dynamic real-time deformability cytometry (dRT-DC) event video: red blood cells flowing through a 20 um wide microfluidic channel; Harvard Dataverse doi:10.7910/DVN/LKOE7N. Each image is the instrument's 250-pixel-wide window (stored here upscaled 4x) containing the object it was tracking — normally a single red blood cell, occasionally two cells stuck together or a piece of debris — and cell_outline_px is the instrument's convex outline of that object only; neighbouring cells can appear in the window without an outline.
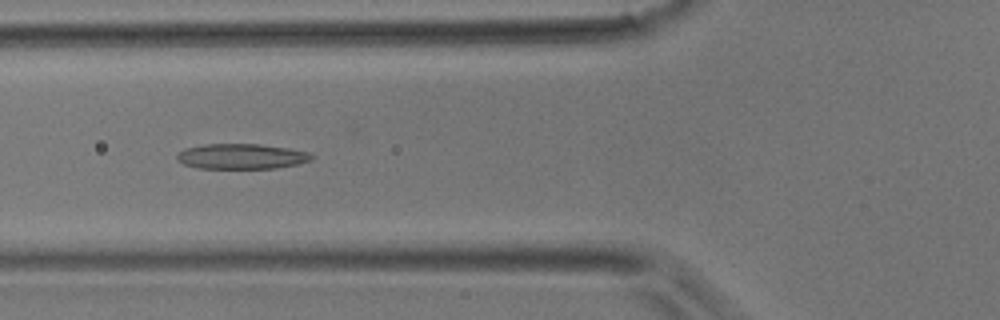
{"species": "common noctule bat (a hibernating species)", "species_latin": "Nyctalus noctula", "temperature_condition": "room temperature", "stored_images_in_passage": 5, "camera_frame_rate_fps": 3000, "um_per_image_px": 0.085, "animal": {"sex": "male", "body_mass_g": 17.9}, "frame": {"image": 1, "passage_image": 4, "time_ms": 1.0, "image_size_px": [1000, 320], "cell_outline_px": [[316, 156], [312, 160], [296, 164], [276, 168], [196, 168], [184, 164], [176, 160], [176, 156], [184, 148], [204, 144], [260, 144], [288, 148], [308, 152]], "centroid_in_image_um": [20.52, 13.29], "position_along_channel_um": 105.3, "area_um2": 19.88}}
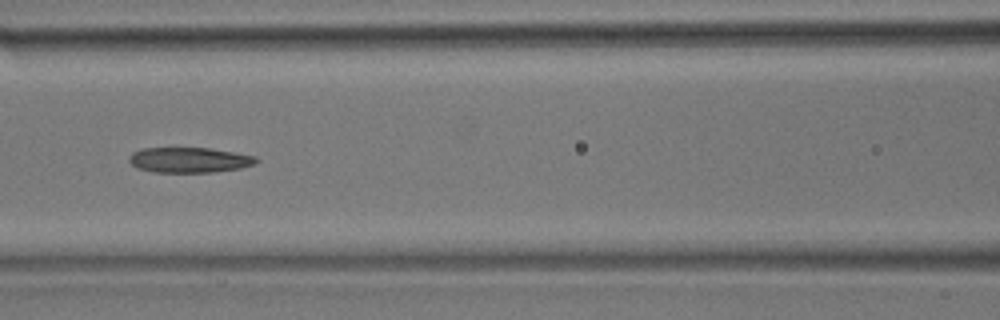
{"frame": {"image": 2, "passage_image": 5, "time_ms": 1.333, "image_size_px": [1000, 320], "cell_outline_px": [[260, 160], [256, 164], [240, 168], [212, 172], [152, 172], [136, 168], [128, 160], [128, 156], [132, 152], [140, 148], [208, 148], [236, 152], [256, 156]], "centroid_in_image_um": [16.09, 13.59], "position_along_channel_um": 150.5, "area_um2": 18.96}}